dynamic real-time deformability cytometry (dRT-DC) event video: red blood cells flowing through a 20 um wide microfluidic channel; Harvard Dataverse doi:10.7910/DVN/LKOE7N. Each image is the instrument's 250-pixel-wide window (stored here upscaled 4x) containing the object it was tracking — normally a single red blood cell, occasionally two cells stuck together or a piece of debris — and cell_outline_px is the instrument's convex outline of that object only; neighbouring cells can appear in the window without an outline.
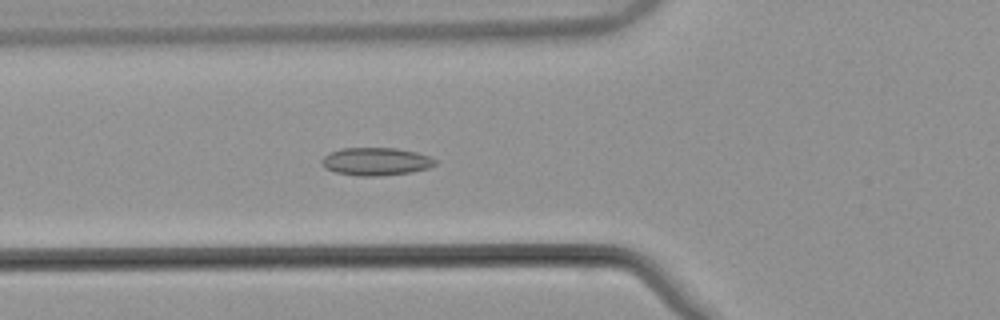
{"species": "common noctule bat (a hibernating species)", "species_latin": "Nyctalus noctula", "temperature_condition": "warm", "stored_images_in_passage": 49, "camera_frame_rate_fps": 3000, "um_per_image_px": 0.085, "animal": {"sex": "male", "body_mass_g": 21.5, "forearm_length_mm": 52.0}, "frame": {"image": 1, "passage_image": 15, "time_ms": 4.667, "image_size_px": [1000, 320], "cell_outline_px": [[436, 164], [428, 168], [412, 172], [380, 176], [360, 176], [336, 172], [324, 168], [320, 160], [324, 156], [340, 148], [396, 148], [416, 152], [428, 156], [436, 160]], "centroid_in_image_um": [31.94, 13.73], "position_along_channel_um": 93.9, "area_um2": 18.38}}
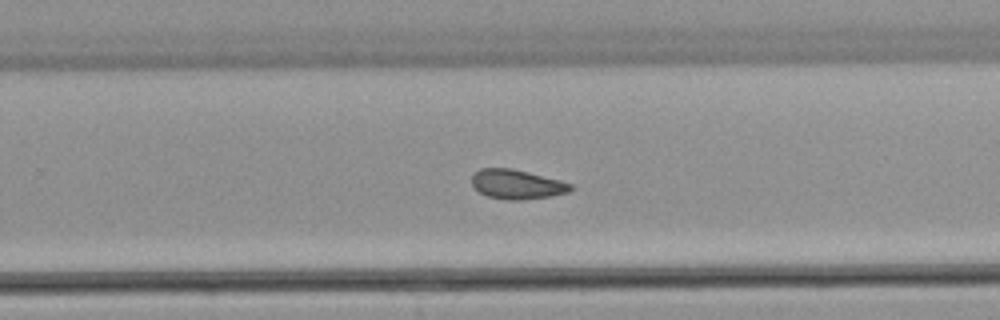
{"frame": {"image": 2, "passage_image": 30, "time_ms": 9.667, "image_size_px": [1000, 320], "cell_outline_px": [[572, 188], [568, 192], [552, 196], [520, 200], [504, 200], [488, 196], [480, 192], [472, 184], [472, 176], [480, 168], [512, 168], [560, 180], [572, 184]], "centroid_in_image_um": [43.94, 15.67], "position_along_channel_um": 285.9, "area_um2": 16.88}}
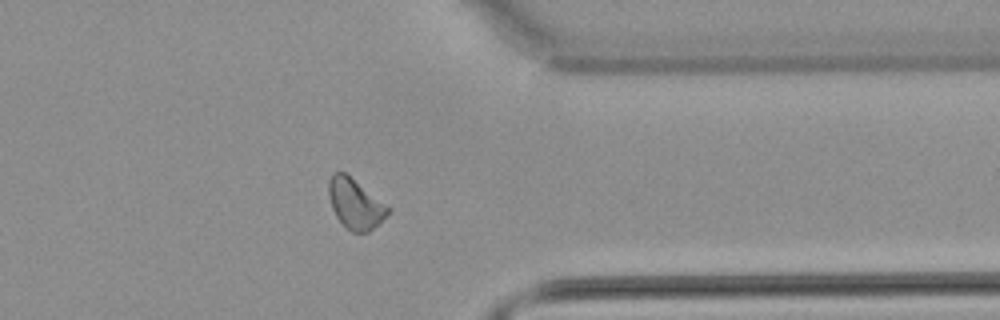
{"frame": {"image": 3, "passage_image": 38, "time_ms": 12.333, "image_size_px": [1000, 320], "cell_outline_px": [[392, 208], [368, 232], [352, 232], [336, 216], [332, 208], [328, 196], [328, 180], [332, 172], [344, 172]], "centroid_in_image_um": [30.16, 17.28], "position_along_channel_um": 381.2, "area_um2": 16.94}, "authors_computed_cell_mechanics": {"area_um2": 17.2822, "velocity_mm_per_s": 3.8456, "shape_relaxation_time_tau1_ms": null, "shape_relaxation_time_tau2_ms": 3.3418, "deformation_change_tau1": null, "deformation_change_tau2": 0.0871}}